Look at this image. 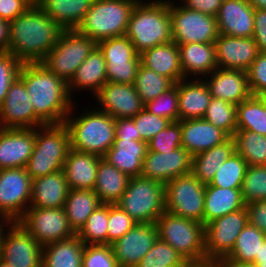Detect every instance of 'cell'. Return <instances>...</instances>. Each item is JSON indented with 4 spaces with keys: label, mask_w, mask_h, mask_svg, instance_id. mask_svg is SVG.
I'll use <instances>...</instances> for the list:
<instances>
[{
    "label": "cell",
    "mask_w": 266,
    "mask_h": 267,
    "mask_svg": "<svg viewBox=\"0 0 266 267\" xmlns=\"http://www.w3.org/2000/svg\"><path fill=\"white\" fill-rule=\"evenodd\" d=\"M62 30L37 4L30 6L10 22L8 52L22 63H40Z\"/></svg>",
    "instance_id": "cell-1"
},
{
    "label": "cell",
    "mask_w": 266,
    "mask_h": 267,
    "mask_svg": "<svg viewBox=\"0 0 266 267\" xmlns=\"http://www.w3.org/2000/svg\"><path fill=\"white\" fill-rule=\"evenodd\" d=\"M19 78L26 86L35 114L45 124L64 123L74 104L68 84L41 63H23Z\"/></svg>",
    "instance_id": "cell-2"
},
{
    "label": "cell",
    "mask_w": 266,
    "mask_h": 267,
    "mask_svg": "<svg viewBox=\"0 0 266 267\" xmlns=\"http://www.w3.org/2000/svg\"><path fill=\"white\" fill-rule=\"evenodd\" d=\"M171 3L173 2L169 0H139L133 7L125 35L139 54L146 49L173 41Z\"/></svg>",
    "instance_id": "cell-3"
},
{
    "label": "cell",
    "mask_w": 266,
    "mask_h": 267,
    "mask_svg": "<svg viewBox=\"0 0 266 267\" xmlns=\"http://www.w3.org/2000/svg\"><path fill=\"white\" fill-rule=\"evenodd\" d=\"M74 105L64 121L70 148L104 157L114 144L116 119L95 107L74 117Z\"/></svg>",
    "instance_id": "cell-4"
},
{
    "label": "cell",
    "mask_w": 266,
    "mask_h": 267,
    "mask_svg": "<svg viewBox=\"0 0 266 267\" xmlns=\"http://www.w3.org/2000/svg\"><path fill=\"white\" fill-rule=\"evenodd\" d=\"M70 150L69 131L64 123L35 128V144L26 171L35 179L63 170Z\"/></svg>",
    "instance_id": "cell-5"
},
{
    "label": "cell",
    "mask_w": 266,
    "mask_h": 267,
    "mask_svg": "<svg viewBox=\"0 0 266 267\" xmlns=\"http://www.w3.org/2000/svg\"><path fill=\"white\" fill-rule=\"evenodd\" d=\"M139 0H94L76 30L96 43L124 36L133 7Z\"/></svg>",
    "instance_id": "cell-6"
},
{
    "label": "cell",
    "mask_w": 266,
    "mask_h": 267,
    "mask_svg": "<svg viewBox=\"0 0 266 267\" xmlns=\"http://www.w3.org/2000/svg\"><path fill=\"white\" fill-rule=\"evenodd\" d=\"M158 238L171 245L187 262L206 259L205 225L165 211L156 220Z\"/></svg>",
    "instance_id": "cell-7"
},
{
    "label": "cell",
    "mask_w": 266,
    "mask_h": 267,
    "mask_svg": "<svg viewBox=\"0 0 266 267\" xmlns=\"http://www.w3.org/2000/svg\"><path fill=\"white\" fill-rule=\"evenodd\" d=\"M116 205L137 223H155L165 210V184L141 176L130 178Z\"/></svg>",
    "instance_id": "cell-8"
},
{
    "label": "cell",
    "mask_w": 266,
    "mask_h": 267,
    "mask_svg": "<svg viewBox=\"0 0 266 267\" xmlns=\"http://www.w3.org/2000/svg\"><path fill=\"white\" fill-rule=\"evenodd\" d=\"M96 46L94 40L76 29L62 30L57 43L40 63L68 84Z\"/></svg>",
    "instance_id": "cell-9"
},
{
    "label": "cell",
    "mask_w": 266,
    "mask_h": 267,
    "mask_svg": "<svg viewBox=\"0 0 266 267\" xmlns=\"http://www.w3.org/2000/svg\"><path fill=\"white\" fill-rule=\"evenodd\" d=\"M42 251L19 222H0V267H42Z\"/></svg>",
    "instance_id": "cell-10"
},
{
    "label": "cell",
    "mask_w": 266,
    "mask_h": 267,
    "mask_svg": "<svg viewBox=\"0 0 266 267\" xmlns=\"http://www.w3.org/2000/svg\"><path fill=\"white\" fill-rule=\"evenodd\" d=\"M205 187L192 173L173 178L165 184V210L203 223Z\"/></svg>",
    "instance_id": "cell-11"
},
{
    "label": "cell",
    "mask_w": 266,
    "mask_h": 267,
    "mask_svg": "<svg viewBox=\"0 0 266 267\" xmlns=\"http://www.w3.org/2000/svg\"><path fill=\"white\" fill-rule=\"evenodd\" d=\"M170 18L172 40L177 45L214 43L219 36L216 17L187 9L182 4H170Z\"/></svg>",
    "instance_id": "cell-12"
},
{
    "label": "cell",
    "mask_w": 266,
    "mask_h": 267,
    "mask_svg": "<svg viewBox=\"0 0 266 267\" xmlns=\"http://www.w3.org/2000/svg\"><path fill=\"white\" fill-rule=\"evenodd\" d=\"M32 179L26 168L0 169V222H18L31 203Z\"/></svg>",
    "instance_id": "cell-13"
},
{
    "label": "cell",
    "mask_w": 266,
    "mask_h": 267,
    "mask_svg": "<svg viewBox=\"0 0 266 267\" xmlns=\"http://www.w3.org/2000/svg\"><path fill=\"white\" fill-rule=\"evenodd\" d=\"M106 61L107 81L119 84H134L140 65V54L129 38L113 37L97 43Z\"/></svg>",
    "instance_id": "cell-14"
},
{
    "label": "cell",
    "mask_w": 266,
    "mask_h": 267,
    "mask_svg": "<svg viewBox=\"0 0 266 267\" xmlns=\"http://www.w3.org/2000/svg\"><path fill=\"white\" fill-rule=\"evenodd\" d=\"M18 222L42 247L52 242L71 238L76 234L69 225L63 207H29Z\"/></svg>",
    "instance_id": "cell-15"
},
{
    "label": "cell",
    "mask_w": 266,
    "mask_h": 267,
    "mask_svg": "<svg viewBox=\"0 0 266 267\" xmlns=\"http://www.w3.org/2000/svg\"><path fill=\"white\" fill-rule=\"evenodd\" d=\"M247 224L246 207L207 223L204 234L206 259L218 260L226 257Z\"/></svg>",
    "instance_id": "cell-16"
},
{
    "label": "cell",
    "mask_w": 266,
    "mask_h": 267,
    "mask_svg": "<svg viewBox=\"0 0 266 267\" xmlns=\"http://www.w3.org/2000/svg\"><path fill=\"white\" fill-rule=\"evenodd\" d=\"M45 123L35 114L24 82L18 77L0 105V128H37Z\"/></svg>",
    "instance_id": "cell-17"
},
{
    "label": "cell",
    "mask_w": 266,
    "mask_h": 267,
    "mask_svg": "<svg viewBox=\"0 0 266 267\" xmlns=\"http://www.w3.org/2000/svg\"><path fill=\"white\" fill-rule=\"evenodd\" d=\"M157 239L156 223H137L110 246L119 267H135Z\"/></svg>",
    "instance_id": "cell-18"
},
{
    "label": "cell",
    "mask_w": 266,
    "mask_h": 267,
    "mask_svg": "<svg viewBox=\"0 0 266 267\" xmlns=\"http://www.w3.org/2000/svg\"><path fill=\"white\" fill-rule=\"evenodd\" d=\"M192 155L182 146L167 152L147 151L141 177L166 184L173 178L191 173Z\"/></svg>",
    "instance_id": "cell-19"
},
{
    "label": "cell",
    "mask_w": 266,
    "mask_h": 267,
    "mask_svg": "<svg viewBox=\"0 0 266 267\" xmlns=\"http://www.w3.org/2000/svg\"><path fill=\"white\" fill-rule=\"evenodd\" d=\"M94 96L101 105L95 108L115 119L133 118L144 108L134 84L107 82Z\"/></svg>",
    "instance_id": "cell-20"
},
{
    "label": "cell",
    "mask_w": 266,
    "mask_h": 267,
    "mask_svg": "<svg viewBox=\"0 0 266 267\" xmlns=\"http://www.w3.org/2000/svg\"><path fill=\"white\" fill-rule=\"evenodd\" d=\"M217 67L247 71L260 53L252 37L219 34L214 42Z\"/></svg>",
    "instance_id": "cell-21"
},
{
    "label": "cell",
    "mask_w": 266,
    "mask_h": 267,
    "mask_svg": "<svg viewBox=\"0 0 266 267\" xmlns=\"http://www.w3.org/2000/svg\"><path fill=\"white\" fill-rule=\"evenodd\" d=\"M34 144L35 128H0V169L25 168Z\"/></svg>",
    "instance_id": "cell-22"
},
{
    "label": "cell",
    "mask_w": 266,
    "mask_h": 267,
    "mask_svg": "<svg viewBox=\"0 0 266 267\" xmlns=\"http://www.w3.org/2000/svg\"><path fill=\"white\" fill-rule=\"evenodd\" d=\"M203 78L213 98L238 105L251 96L247 71L217 68Z\"/></svg>",
    "instance_id": "cell-23"
},
{
    "label": "cell",
    "mask_w": 266,
    "mask_h": 267,
    "mask_svg": "<svg viewBox=\"0 0 266 267\" xmlns=\"http://www.w3.org/2000/svg\"><path fill=\"white\" fill-rule=\"evenodd\" d=\"M254 12L247 0H224L216 16L219 34L253 37Z\"/></svg>",
    "instance_id": "cell-24"
},
{
    "label": "cell",
    "mask_w": 266,
    "mask_h": 267,
    "mask_svg": "<svg viewBox=\"0 0 266 267\" xmlns=\"http://www.w3.org/2000/svg\"><path fill=\"white\" fill-rule=\"evenodd\" d=\"M181 146L192 156L210 150L226 141L229 136L204 118L181 121Z\"/></svg>",
    "instance_id": "cell-25"
},
{
    "label": "cell",
    "mask_w": 266,
    "mask_h": 267,
    "mask_svg": "<svg viewBox=\"0 0 266 267\" xmlns=\"http://www.w3.org/2000/svg\"><path fill=\"white\" fill-rule=\"evenodd\" d=\"M70 188L63 170L32 179L29 207L62 208Z\"/></svg>",
    "instance_id": "cell-26"
},
{
    "label": "cell",
    "mask_w": 266,
    "mask_h": 267,
    "mask_svg": "<svg viewBox=\"0 0 266 267\" xmlns=\"http://www.w3.org/2000/svg\"><path fill=\"white\" fill-rule=\"evenodd\" d=\"M190 78L178 82L179 121L203 118L212 99L202 78H192L193 81Z\"/></svg>",
    "instance_id": "cell-27"
},
{
    "label": "cell",
    "mask_w": 266,
    "mask_h": 267,
    "mask_svg": "<svg viewBox=\"0 0 266 267\" xmlns=\"http://www.w3.org/2000/svg\"><path fill=\"white\" fill-rule=\"evenodd\" d=\"M102 157L70 148L63 171L70 189L94 190Z\"/></svg>",
    "instance_id": "cell-28"
},
{
    "label": "cell",
    "mask_w": 266,
    "mask_h": 267,
    "mask_svg": "<svg viewBox=\"0 0 266 267\" xmlns=\"http://www.w3.org/2000/svg\"><path fill=\"white\" fill-rule=\"evenodd\" d=\"M140 64L170 78L174 83L184 79L178 45L173 41L142 51Z\"/></svg>",
    "instance_id": "cell-29"
},
{
    "label": "cell",
    "mask_w": 266,
    "mask_h": 267,
    "mask_svg": "<svg viewBox=\"0 0 266 267\" xmlns=\"http://www.w3.org/2000/svg\"><path fill=\"white\" fill-rule=\"evenodd\" d=\"M147 150L145 141L115 139L103 158L129 178H134L141 175Z\"/></svg>",
    "instance_id": "cell-30"
},
{
    "label": "cell",
    "mask_w": 266,
    "mask_h": 267,
    "mask_svg": "<svg viewBox=\"0 0 266 267\" xmlns=\"http://www.w3.org/2000/svg\"><path fill=\"white\" fill-rule=\"evenodd\" d=\"M178 49L184 78H202L218 68L214 43L179 44Z\"/></svg>",
    "instance_id": "cell-31"
},
{
    "label": "cell",
    "mask_w": 266,
    "mask_h": 267,
    "mask_svg": "<svg viewBox=\"0 0 266 267\" xmlns=\"http://www.w3.org/2000/svg\"><path fill=\"white\" fill-rule=\"evenodd\" d=\"M107 82L106 61L102 52L96 46L78 67L75 75L68 83V92L72 99L75 98L71 95L74 89L76 91L79 89L93 91L94 96Z\"/></svg>",
    "instance_id": "cell-32"
},
{
    "label": "cell",
    "mask_w": 266,
    "mask_h": 267,
    "mask_svg": "<svg viewBox=\"0 0 266 267\" xmlns=\"http://www.w3.org/2000/svg\"><path fill=\"white\" fill-rule=\"evenodd\" d=\"M245 207L241 188H221L206 184L203 224Z\"/></svg>",
    "instance_id": "cell-33"
},
{
    "label": "cell",
    "mask_w": 266,
    "mask_h": 267,
    "mask_svg": "<svg viewBox=\"0 0 266 267\" xmlns=\"http://www.w3.org/2000/svg\"><path fill=\"white\" fill-rule=\"evenodd\" d=\"M94 0H37L43 12L63 30L76 29Z\"/></svg>",
    "instance_id": "cell-34"
},
{
    "label": "cell",
    "mask_w": 266,
    "mask_h": 267,
    "mask_svg": "<svg viewBox=\"0 0 266 267\" xmlns=\"http://www.w3.org/2000/svg\"><path fill=\"white\" fill-rule=\"evenodd\" d=\"M129 177L106 161L103 157L99 161L94 192L101 204H116L125 192Z\"/></svg>",
    "instance_id": "cell-35"
},
{
    "label": "cell",
    "mask_w": 266,
    "mask_h": 267,
    "mask_svg": "<svg viewBox=\"0 0 266 267\" xmlns=\"http://www.w3.org/2000/svg\"><path fill=\"white\" fill-rule=\"evenodd\" d=\"M235 151V140L233 137H229L210 150L192 156L191 173L203 184H209L220 166Z\"/></svg>",
    "instance_id": "cell-36"
},
{
    "label": "cell",
    "mask_w": 266,
    "mask_h": 267,
    "mask_svg": "<svg viewBox=\"0 0 266 267\" xmlns=\"http://www.w3.org/2000/svg\"><path fill=\"white\" fill-rule=\"evenodd\" d=\"M84 245L76 234L71 238L44 245L42 267H82Z\"/></svg>",
    "instance_id": "cell-37"
},
{
    "label": "cell",
    "mask_w": 266,
    "mask_h": 267,
    "mask_svg": "<svg viewBox=\"0 0 266 267\" xmlns=\"http://www.w3.org/2000/svg\"><path fill=\"white\" fill-rule=\"evenodd\" d=\"M101 204L94 190L70 189L63 209L70 227L77 233L88 217Z\"/></svg>",
    "instance_id": "cell-38"
},
{
    "label": "cell",
    "mask_w": 266,
    "mask_h": 267,
    "mask_svg": "<svg viewBox=\"0 0 266 267\" xmlns=\"http://www.w3.org/2000/svg\"><path fill=\"white\" fill-rule=\"evenodd\" d=\"M236 126L266 136V105L260 96L251 95L237 105Z\"/></svg>",
    "instance_id": "cell-39"
},
{
    "label": "cell",
    "mask_w": 266,
    "mask_h": 267,
    "mask_svg": "<svg viewBox=\"0 0 266 267\" xmlns=\"http://www.w3.org/2000/svg\"><path fill=\"white\" fill-rule=\"evenodd\" d=\"M265 239V233L248 223L238 235L233 250L226 258L235 262L254 264L255 256H259Z\"/></svg>",
    "instance_id": "cell-40"
},
{
    "label": "cell",
    "mask_w": 266,
    "mask_h": 267,
    "mask_svg": "<svg viewBox=\"0 0 266 267\" xmlns=\"http://www.w3.org/2000/svg\"><path fill=\"white\" fill-rule=\"evenodd\" d=\"M235 150L248 166H266V136L249 130H236Z\"/></svg>",
    "instance_id": "cell-41"
},
{
    "label": "cell",
    "mask_w": 266,
    "mask_h": 267,
    "mask_svg": "<svg viewBox=\"0 0 266 267\" xmlns=\"http://www.w3.org/2000/svg\"><path fill=\"white\" fill-rule=\"evenodd\" d=\"M174 84L170 78L149 70L141 64L138 67L134 83L143 104L154 100Z\"/></svg>",
    "instance_id": "cell-42"
},
{
    "label": "cell",
    "mask_w": 266,
    "mask_h": 267,
    "mask_svg": "<svg viewBox=\"0 0 266 267\" xmlns=\"http://www.w3.org/2000/svg\"><path fill=\"white\" fill-rule=\"evenodd\" d=\"M108 204H100L76 233L85 245L107 244Z\"/></svg>",
    "instance_id": "cell-43"
},
{
    "label": "cell",
    "mask_w": 266,
    "mask_h": 267,
    "mask_svg": "<svg viewBox=\"0 0 266 267\" xmlns=\"http://www.w3.org/2000/svg\"><path fill=\"white\" fill-rule=\"evenodd\" d=\"M248 165L236 151L220 166L210 186L221 188H241Z\"/></svg>",
    "instance_id": "cell-44"
},
{
    "label": "cell",
    "mask_w": 266,
    "mask_h": 267,
    "mask_svg": "<svg viewBox=\"0 0 266 267\" xmlns=\"http://www.w3.org/2000/svg\"><path fill=\"white\" fill-rule=\"evenodd\" d=\"M236 110L237 105L212 97L203 118L233 137L237 130Z\"/></svg>",
    "instance_id": "cell-45"
},
{
    "label": "cell",
    "mask_w": 266,
    "mask_h": 267,
    "mask_svg": "<svg viewBox=\"0 0 266 267\" xmlns=\"http://www.w3.org/2000/svg\"><path fill=\"white\" fill-rule=\"evenodd\" d=\"M188 262L159 238L135 267H185Z\"/></svg>",
    "instance_id": "cell-46"
},
{
    "label": "cell",
    "mask_w": 266,
    "mask_h": 267,
    "mask_svg": "<svg viewBox=\"0 0 266 267\" xmlns=\"http://www.w3.org/2000/svg\"><path fill=\"white\" fill-rule=\"evenodd\" d=\"M245 205L266 199V166H248L241 185Z\"/></svg>",
    "instance_id": "cell-47"
},
{
    "label": "cell",
    "mask_w": 266,
    "mask_h": 267,
    "mask_svg": "<svg viewBox=\"0 0 266 267\" xmlns=\"http://www.w3.org/2000/svg\"><path fill=\"white\" fill-rule=\"evenodd\" d=\"M149 113L168 119L170 122L179 121L178 83L167 89L154 100L144 104Z\"/></svg>",
    "instance_id": "cell-48"
},
{
    "label": "cell",
    "mask_w": 266,
    "mask_h": 267,
    "mask_svg": "<svg viewBox=\"0 0 266 267\" xmlns=\"http://www.w3.org/2000/svg\"><path fill=\"white\" fill-rule=\"evenodd\" d=\"M137 222L116 204H108L107 244L111 245L130 231Z\"/></svg>",
    "instance_id": "cell-49"
},
{
    "label": "cell",
    "mask_w": 266,
    "mask_h": 267,
    "mask_svg": "<svg viewBox=\"0 0 266 267\" xmlns=\"http://www.w3.org/2000/svg\"><path fill=\"white\" fill-rule=\"evenodd\" d=\"M181 144V121L170 122L164 130L147 142V151L164 153L181 147Z\"/></svg>",
    "instance_id": "cell-50"
},
{
    "label": "cell",
    "mask_w": 266,
    "mask_h": 267,
    "mask_svg": "<svg viewBox=\"0 0 266 267\" xmlns=\"http://www.w3.org/2000/svg\"><path fill=\"white\" fill-rule=\"evenodd\" d=\"M82 267H119L108 244L84 245Z\"/></svg>",
    "instance_id": "cell-51"
},
{
    "label": "cell",
    "mask_w": 266,
    "mask_h": 267,
    "mask_svg": "<svg viewBox=\"0 0 266 267\" xmlns=\"http://www.w3.org/2000/svg\"><path fill=\"white\" fill-rule=\"evenodd\" d=\"M133 120L137 133L140 134V141L145 142L151 140L170 124L168 119L151 114L144 108L133 117Z\"/></svg>",
    "instance_id": "cell-52"
},
{
    "label": "cell",
    "mask_w": 266,
    "mask_h": 267,
    "mask_svg": "<svg viewBox=\"0 0 266 267\" xmlns=\"http://www.w3.org/2000/svg\"><path fill=\"white\" fill-rule=\"evenodd\" d=\"M23 63L10 52H0V105L13 82L19 77Z\"/></svg>",
    "instance_id": "cell-53"
},
{
    "label": "cell",
    "mask_w": 266,
    "mask_h": 267,
    "mask_svg": "<svg viewBox=\"0 0 266 267\" xmlns=\"http://www.w3.org/2000/svg\"><path fill=\"white\" fill-rule=\"evenodd\" d=\"M251 95L266 94V52H260L247 70Z\"/></svg>",
    "instance_id": "cell-54"
},
{
    "label": "cell",
    "mask_w": 266,
    "mask_h": 267,
    "mask_svg": "<svg viewBox=\"0 0 266 267\" xmlns=\"http://www.w3.org/2000/svg\"><path fill=\"white\" fill-rule=\"evenodd\" d=\"M35 4L37 0H0V18L11 22Z\"/></svg>",
    "instance_id": "cell-55"
},
{
    "label": "cell",
    "mask_w": 266,
    "mask_h": 267,
    "mask_svg": "<svg viewBox=\"0 0 266 267\" xmlns=\"http://www.w3.org/2000/svg\"><path fill=\"white\" fill-rule=\"evenodd\" d=\"M248 223L266 234V199L246 205Z\"/></svg>",
    "instance_id": "cell-56"
},
{
    "label": "cell",
    "mask_w": 266,
    "mask_h": 267,
    "mask_svg": "<svg viewBox=\"0 0 266 267\" xmlns=\"http://www.w3.org/2000/svg\"><path fill=\"white\" fill-rule=\"evenodd\" d=\"M260 52H266V10L255 9L254 34L252 37Z\"/></svg>",
    "instance_id": "cell-57"
},
{
    "label": "cell",
    "mask_w": 266,
    "mask_h": 267,
    "mask_svg": "<svg viewBox=\"0 0 266 267\" xmlns=\"http://www.w3.org/2000/svg\"><path fill=\"white\" fill-rule=\"evenodd\" d=\"M115 139L140 140L133 118L116 119Z\"/></svg>",
    "instance_id": "cell-58"
},
{
    "label": "cell",
    "mask_w": 266,
    "mask_h": 267,
    "mask_svg": "<svg viewBox=\"0 0 266 267\" xmlns=\"http://www.w3.org/2000/svg\"><path fill=\"white\" fill-rule=\"evenodd\" d=\"M224 0H183L187 9L216 17Z\"/></svg>",
    "instance_id": "cell-59"
},
{
    "label": "cell",
    "mask_w": 266,
    "mask_h": 267,
    "mask_svg": "<svg viewBox=\"0 0 266 267\" xmlns=\"http://www.w3.org/2000/svg\"><path fill=\"white\" fill-rule=\"evenodd\" d=\"M10 22L0 18V52H8L10 41Z\"/></svg>",
    "instance_id": "cell-60"
},
{
    "label": "cell",
    "mask_w": 266,
    "mask_h": 267,
    "mask_svg": "<svg viewBox=\"0 0 266 267\" xmlns=\"http://www.w3.org/2000/svg\"><path fill=\"white\" fill-rule=\"evenodd\" d=\"M185 267H221L219 260L205 259L197 262H188Z\"/></svg>",
    "instance_id": "cell-61"
},
{
    "label": "cell",
    "mask_w": 266,
    "mask_h": 267,
    "mask_svg": "<svg viewBox=\"0 0 266 267\" xmlns=\"http://www.w3.org/2000/svg\"><path fill=\"white\" fill-rule=\"evenodd\" d=\"M221 267H257L252 263H240L227 259L226 257L218 259Z\"/></svg>",
    "instance_id": "cell-62"
},
{
    "label": "cell",
    "mask_w": 266,
    "mask_h": 267,
    "mask_svg": "<svg viewBox=\"0 0 266 267\" xmlns=\"http://www.w3.org/2000/svg\"><path fill=\"white\" fill-rule=\"evenodd\" d=\"M254 9L266 10V0H247Z\"/></svg>",
    "instance_id": "cell-63"
},
{
    "label": "cell",
    "mask_w": 266,
    "mask_h": 267,
    "mask_svg": "<svg viewBox=\"0 0 266 267\" xmlns=\"http://www.w3.org/2000/svg\"><path fill=\"white\" fill-rule=\"evenodd\" d=\"M255 258H266V239L259 250V256H255Z\"/></svg>",
    "instance_id": "cell-64"
},
{
    "label": "cell",
    "mask_w": 266,
    "mask_h": 267,
    "mask_svg": "<svg viewBox=\"0 0 266 267\" xmlns=\"http://www.w3.org/2000/svg\"><path fill=\"white\" fill-rule=\"evenodd\" d=\"M254 264L257 267H266V258H255Z\"/></svg>",
    "instance_id": "cell-65"
},
{
    "label": "cell",
    "mask_w": 266,
    "mask_h": 267,
    "mask_svg": "<svg viewBox=\"0 0 266 267\" xmlns=\"http://www.w3.org/2000/svg\"><path fill=\"white\" fill-rule=\"evenodd\" d=\"M260 97L263 99L265 105H266V94L260 95Z\"/></svg>",
    "instance_id": "cell-66"
}]
</instances>
